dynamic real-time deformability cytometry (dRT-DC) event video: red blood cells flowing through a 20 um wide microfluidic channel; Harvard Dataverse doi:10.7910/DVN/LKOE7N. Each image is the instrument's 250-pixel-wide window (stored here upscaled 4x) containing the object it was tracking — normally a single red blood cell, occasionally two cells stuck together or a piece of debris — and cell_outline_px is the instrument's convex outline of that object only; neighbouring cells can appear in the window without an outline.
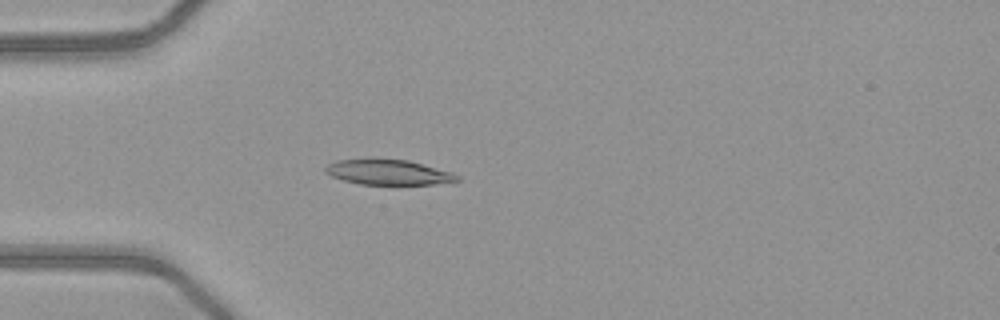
{"species": "common noctule bat (a hibernating species)", "species_latin": "Nyctalus noctula", "temperature_condition": "warm", "stored_images_in_passage": 51, "camera_frame_rate_fps": 3000, "um_per_image_px": 0.085, "animal": {"sex": "female", "body_mass_g": 21.9}, "frame": {"image": 1, "passage_image": 15, "time_ms": 4.667, "image_size_px": [1000, 320], "cell_outline_px": [[460, 180], [452, 184], [392, 188], [360, 184], [344, 180], [332, 176], [324, 172], [324, 168], [328, 164], [336, 160], [368, 156], [408, 160], [452, 172], [460, 176]], "centroid_in_image_um": [33.08, 14.67], "position_along_channel_um": 51.9, "area_um2": 21.5}}
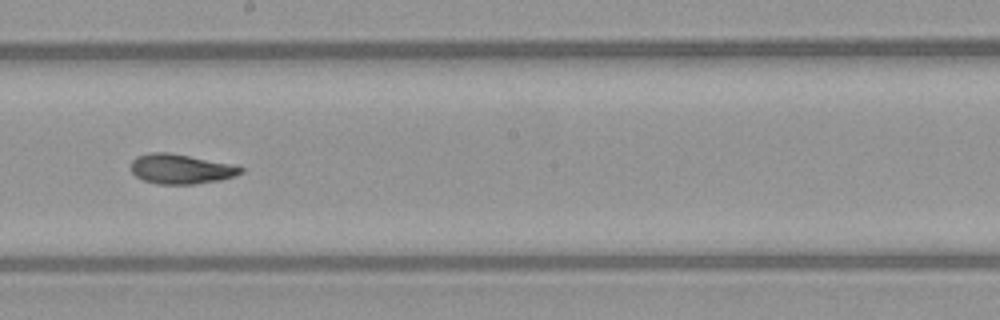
{"frame": {"image": 2, "passage_image": 29, "time_ms": 9.333, "image_size_px": [1000, 320], "cell_outline_px": [[244, 172], [236, 176], [220, 180], [192, 184], [156, 184], [144, 180], [136, 176], [132, 172], [132, 160], [136, 156], [148, 152], [168, 152], [232, 164], [244, 168]], "centroid_in_image_um": [15.38, 14.36], "position_along_channel_um": 232.8, "area_um2": 19.07}}
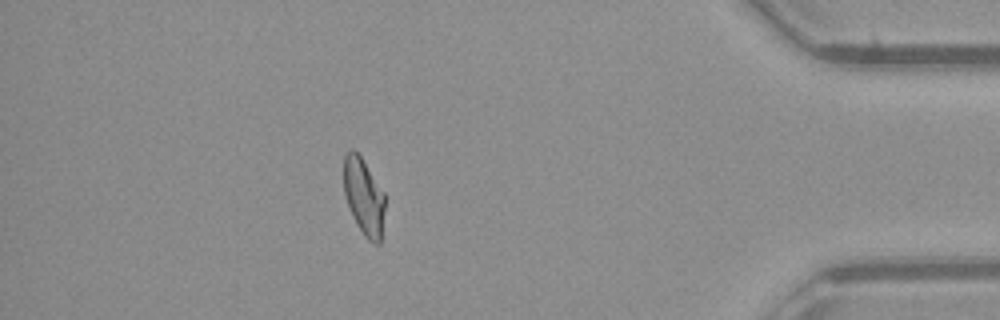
{"frame": {"image": 3, "passage_image": 45, "time_ms": 14.667, "image_size_px": [1000, 320], "cell_outline_px": [[384, 208], [380, 244], [372, 244], [364, 236], [356, 224], [352, 216], [344, 196], [344, 156], [352, 148], [360, 156], [384, 192]], "centroid_in_image_um": [30.91, 16.75], "position_along_channel_um": 404.3, "area_um2": 18.32}, "authors_computed_cell_mechanics": {"area_um2": 19.4786, "velocity_mm_per_s": 4.0835, "shape_relaxation_time_tau1_ms": 5.4958, "shape_relaxation_time_tau2_ms": 1.4173, "deformation_change_tau1": 0.1912, "deformation_change_tau2": 0.068}}